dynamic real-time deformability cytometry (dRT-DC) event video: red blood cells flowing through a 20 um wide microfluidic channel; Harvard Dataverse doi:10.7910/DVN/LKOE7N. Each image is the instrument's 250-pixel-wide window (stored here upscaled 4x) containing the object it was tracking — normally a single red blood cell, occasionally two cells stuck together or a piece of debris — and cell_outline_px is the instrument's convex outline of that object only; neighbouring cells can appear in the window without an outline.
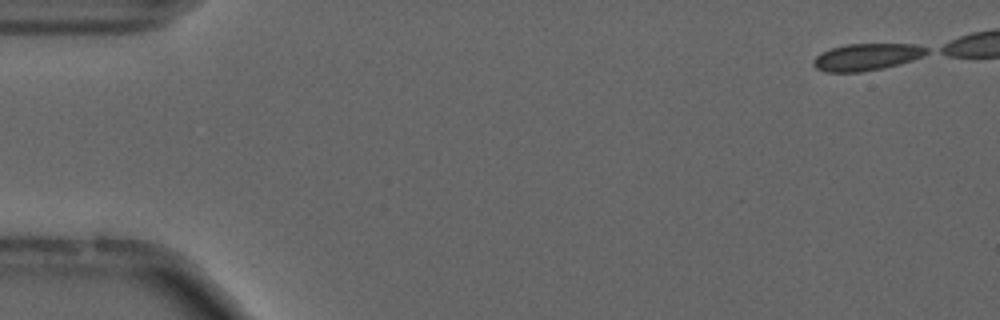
{"species": "common noctule bat (a hibernating species)", "species_latin": "Nyctalus noctula", "temperature_condition": "cold", "stored_images_in_passage": 6, "camera_frame_rate_fps": 3000, "um_per_image_px": 0.085, "animal": {"sex": "male", "forearm_length_mm": 52.5}, "frame": {"image": 1, "passage_image": 1, "time_ms": 0.0, "image_size_px": [1000, 320], "cell_outline_px": [[928, 52], [912, 60], [900, 64], [860, 72], [824, 72], [816, 68], [812, 64], [812, 60], [816, 56], [832, 48], [848, 44], [912, 44], [928, 48]], "centroid_in_image_um": [73.62, 4.85], "position_along_channel_um": 11.4, "area_um2": 17.51}}